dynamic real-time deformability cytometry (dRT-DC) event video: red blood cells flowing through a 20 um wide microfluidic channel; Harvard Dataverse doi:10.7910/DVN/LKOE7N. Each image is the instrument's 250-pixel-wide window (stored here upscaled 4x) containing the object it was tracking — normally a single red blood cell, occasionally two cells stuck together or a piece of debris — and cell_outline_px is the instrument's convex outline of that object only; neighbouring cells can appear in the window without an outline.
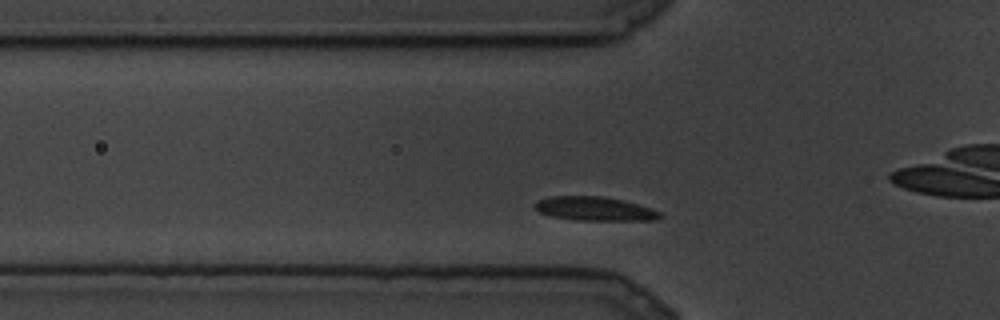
{"species": "common noctule bat (a hibernating species)", "species_latin": "Nyctalus noctula", "temperature_condition": "cold", "stored_images_in_passage": 11, "camera_frame_rate_fps": 3000, "um_per_image_px": 0.085, "animal": {"sex": "male", "body_mass_g": 19.5, "forearm_length_mm": 54.6}, "frame": {"image": 1, "passage_image": 7, "time_ms": 2.0, "image_size_px": [1000, 320], "cell_outline_px": [[664, 216], [656, 220], [576, 220], [552, 216], [540, 212], [536, 208], [536, 200], [548, 196], [600, 196], [624, 200], [652, 208], [660, 212]], "centroid_in_image_um": [50.59, 17.74], "position_along_channel_um": 75.2, "area_um2": 17.46}}